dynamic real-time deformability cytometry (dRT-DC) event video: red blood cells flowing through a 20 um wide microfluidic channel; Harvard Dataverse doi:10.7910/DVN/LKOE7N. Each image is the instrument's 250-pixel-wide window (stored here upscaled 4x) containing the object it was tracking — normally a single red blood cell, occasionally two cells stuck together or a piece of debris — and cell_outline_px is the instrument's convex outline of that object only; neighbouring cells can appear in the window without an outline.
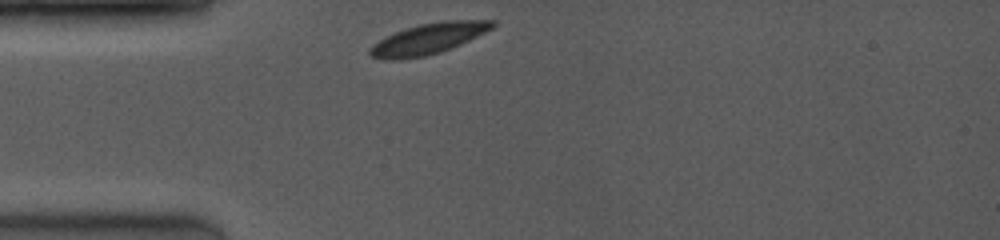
{"species": "common noctule bat (a hibernating species)", "species_latin": "Nyctalus noctula", "temperature_condition": "room temperature", "stored_images_in_passage": 7, "camera_frame_rate_fps": 4000, "um_per_image_px": 0.085, "animal": {"sex": "female", "body_mass_g": 19.0, "forearm_length_mm": 53.3}, "frame": {"image": 1, "passage_image": 1, "time_ms": 0.0, "image_size_px": [1000, 240], "cell_outline_px": [[496, 24], [492, 28], [452, 48], [440, 52], [424, 56], [400, 60], [388, 60], [372, 56], [368, 52], [372, 44], [396, 32], [420, 24], [448, 20], [496, 20]], "centroid_in_image_um": [36.42, 3.3], "position_along_channel_um": 48.6, "area_um2": 21.62}}